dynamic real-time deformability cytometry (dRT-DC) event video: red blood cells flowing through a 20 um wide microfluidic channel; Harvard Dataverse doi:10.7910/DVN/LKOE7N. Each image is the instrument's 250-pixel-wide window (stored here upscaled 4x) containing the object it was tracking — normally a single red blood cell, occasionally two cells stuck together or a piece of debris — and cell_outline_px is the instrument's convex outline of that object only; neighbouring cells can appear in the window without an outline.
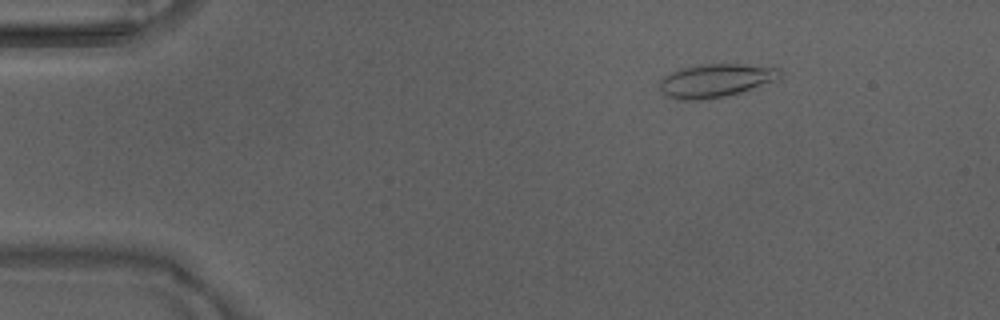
{"species": "Egyptian fruit bat (a non-hibernating species)", "species_latin": "Rousettus aegyptiacus", "temperature_condition": "warm", "stored_images_in_passage": 49, "camera_frame_rate_fps": 3000, "um_per_image_px": 0.085, "animal": {"sex": "male"}, "frame": {"image": 1, "passage_image": 8, "time_ms": 2.333, "image_size_px": [1000, 320], "cell_outline_px": [[780, 80], [724, 96], [700, 100], [680, 100], [664, 96], [660, 92], [660, 80], [664, 76], [672, 72], [684, 68], [704, 64], [744, 64], [776, 68], [780, 72]], "centroid_in_image_um": [60.8, 6.85], "position_along_channel_um": 24.2, "area_um2": 23.18}}
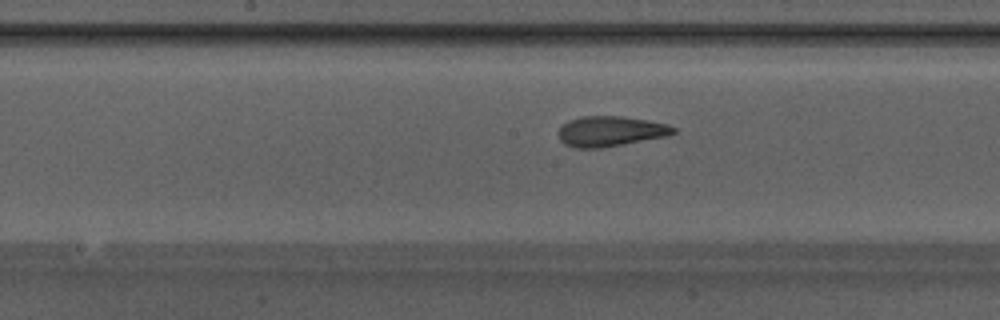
{"frame": {"image": 2, "passage_image": 26, "time_ms": 8.333, "image_size_px": [1000, 320], "cell_outline_px": [[676, 132], [668, 136], [600, 148], [572, 148], [564, 144], [560, 140], [560, 128], [568, 120], [584, 116], [624, 116], [668, 124], [676, 128]], "centroid_in_image_um": [51.9, 11.16], "position_along_channel_um": 196.3, "area_um2": 20.23}}
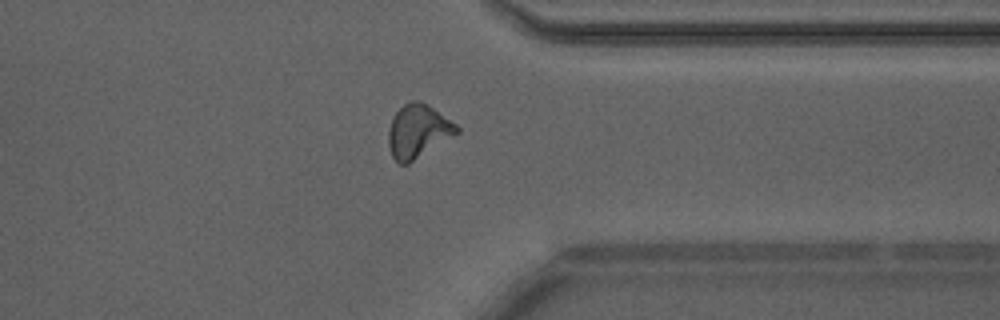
{"frame": {"image": 3, "passage_image": 39, "time_ms": 12.667, "image_size_px": [1000, 320], "cell_outline_px": [[460, 132], [408, 164], [400, 164], [392, 156], [388, 144], [388, 128], [392, 116], [404, 104], [412, 100], [420, 100], [456, 124], [460, 128]], "centroid_in_image_um": [35.51, 11.15], "position_along_channel_um": 375.9, "area_um2": 21.15}, "authors_computed_cell_mechanics": {"area_um2": 20.4612, "velocity_mm_per_s": 4.2322, "shape_relaxation_time_tau1_ms": 6.5499, "shape_relaxation_time_tau2_ms": 1.4902, "deformation_change_tau1": 0.1835, "deformation_change_tau2": 0.095}}